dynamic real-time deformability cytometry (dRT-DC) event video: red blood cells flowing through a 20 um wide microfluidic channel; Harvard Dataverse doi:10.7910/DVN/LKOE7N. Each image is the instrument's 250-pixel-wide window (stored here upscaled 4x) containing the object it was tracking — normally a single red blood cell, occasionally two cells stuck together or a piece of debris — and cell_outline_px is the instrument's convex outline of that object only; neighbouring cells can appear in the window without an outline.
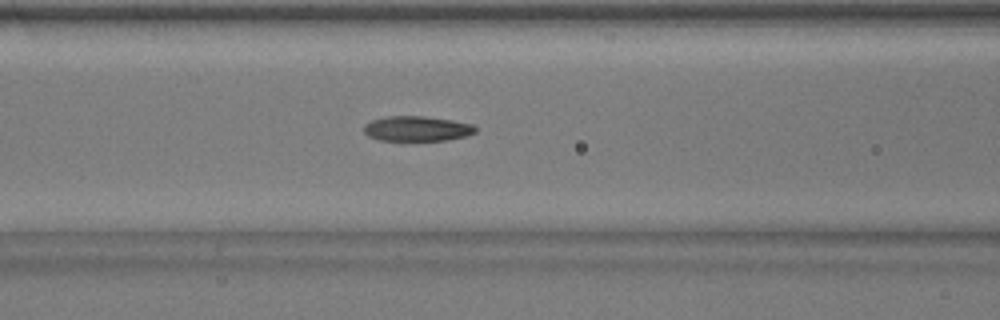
{"species": "common noctule bat (a hibernating species)", "species_latin": "Nyctalus noctula", "temperature_condition": "warm", "stored_images_in_passage": 35, "camera_frame_rate_fps": 3000, "um_per_image_px": 0.085, "animal": {"sex": "male", "body_mass_g": 17.9}, "frame": {"image": 1, "passage_image": 13, "time_ms": 4.0, "image_size_px": [1000, 320], "cell_outline_px": [[476, 132], [468, 136], [448, 140], [376, 140], [368, 136], [364, 132], [364, 124], [372, 120], [388, 116], [424, 116], [452, 120], [472, 124], [476, 128]], "centroid_in_image_um": [35.44, 10.94], "position_along_channel_um": 131.2, "area_um2": 16.36}}
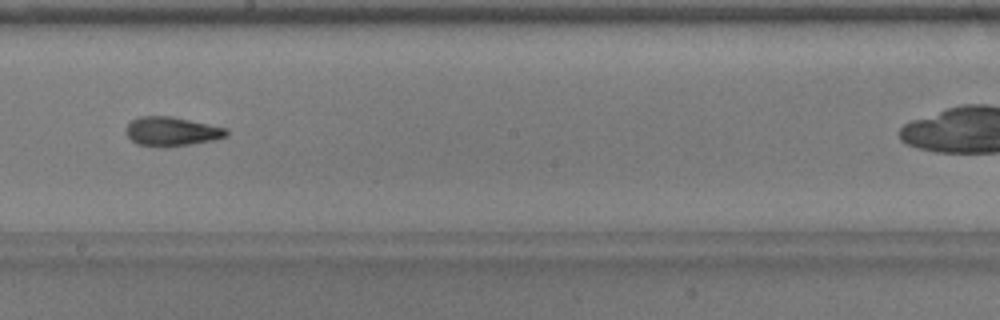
{"frame": {"image": 2, "passage_image": 21, "time_ms": 6.667, "image_size_px": [1000, 320], "cell_outline_px": [[228, 136], [212, 140], [192, 144], [164, 148], [136, 144], [124, 132], [124, 128], [132, 120], [140, 116], [172, 116], [228, 128]], "centroid_in_image_um": [14.58, 11.18], "position_along_channel_um": 233.6, "area_um2": 17.34}}
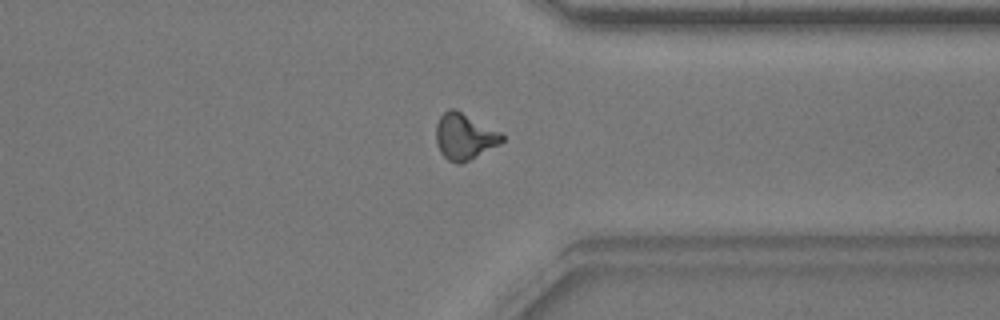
{"frame": {"image": 3, "passage_image": 32, "time_ms": 10.333, "image_size_px": [1000, 320], "cell_outline_px": [[504, 140], [500, 144], [460, 164], [456, 164], [448, 160], [440, 152], [436, 144], [436, 124], [440, 116], [448, 108], [456, 108], [500, 132], [504, 136]], "centroid_in_image_um": [39.45, 11.59], "position_along_channel_um": 371.9, "area_um2": 17.8}}